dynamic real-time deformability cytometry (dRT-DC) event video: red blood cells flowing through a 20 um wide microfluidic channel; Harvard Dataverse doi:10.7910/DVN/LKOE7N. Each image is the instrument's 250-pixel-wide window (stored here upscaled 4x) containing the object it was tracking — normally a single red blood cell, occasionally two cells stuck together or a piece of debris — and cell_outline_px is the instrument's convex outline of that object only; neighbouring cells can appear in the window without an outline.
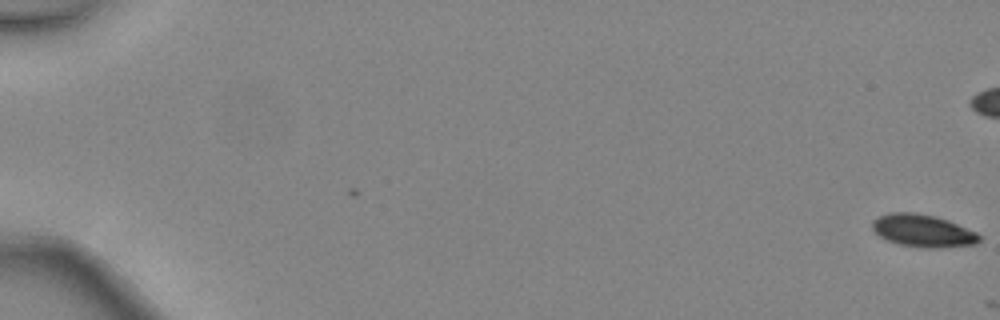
{"species": "common noctule bat (a hibernating species)", "species_latin": "Nyctalus noctula", "temperature_condition": "warm", "stored_images_in_passage": 2, "camera_frame_rate_fps": 3000, "um_per_image_px": 0.085, "animal": {"sex": "female", "body_mass_g": 24.6, "forearm_length_mm": 56.2}, "frame": {"image": 1, "passage_image": 2, "time_ms": 0.333, "image_size_px": [1000, 320], "cell_outline_px": [[980, 240], [976, 244], [928, 248], [900, 244], [888, 240], [880, 236], [872, 228], [872, 220], [876, 216], [892, 212], [912, 212], [932, 216], [948, 220], [976, 232], [980, 236]], "centroid_in_image_um": [78.41, 19.6], "position_along_channel_um": 6.6, "area_um2": 19.94}}